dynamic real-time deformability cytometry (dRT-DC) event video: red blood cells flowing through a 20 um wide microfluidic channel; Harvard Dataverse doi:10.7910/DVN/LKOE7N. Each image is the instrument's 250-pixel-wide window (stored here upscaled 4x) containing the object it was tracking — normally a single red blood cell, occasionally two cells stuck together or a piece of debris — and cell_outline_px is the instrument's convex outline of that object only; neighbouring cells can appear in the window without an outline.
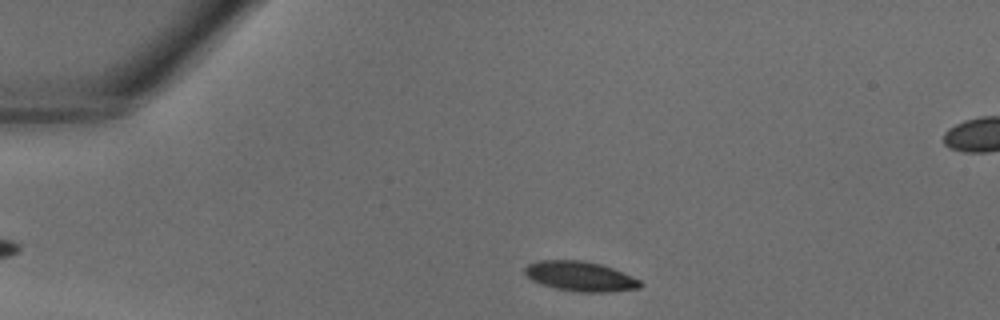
{"species": "common noctule bat (a hibernating species)", "species_latin": "Nyctalus noctula", "temperature_condition": "warm", "stored_images_in_passage": 33, "camera_frame_rate_fps": 3000, "um_per_image_px": 0.085, "animal": {"sex": "male", "body_mass_g": 18.8}, "frame": {"image": 1, "passage_image": 2, "time_ms": 0.333, "image_size_px": [1000, 320], "cell_outline_px": [[644, 284], [640, 288], [608, 292], [576, 292], [556, 288], [532, 280], [524, 272], [524, 268], [528, 264], [540, 260], [580, 260], [600, 264], [612, 268], [640, 280]], "centroid_in_image_um": [49.33, 23.49], "position_along_channel_um": 35.7, "area_um2": 19.88}}
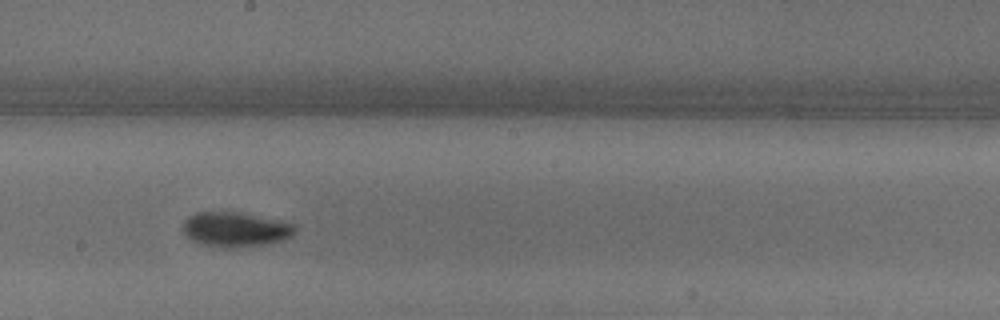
{"frame": {"image": 2, "passage_image": 16, "time_ms": 5.0, "image_size_px": [1000, 320], "cell_outline_px": [[296, 232], [292, 236], [280, 240], [264, 244], [200, 244], [192, 240], [184, 232], [184, 220], [188, 216], [196, 212], [240, 212], [280, 220], [296, 224]], "centroid_in_image_um": [20.05, 19.43], "position_along_channel_um": 228.2, "area_um2": 21.68}}
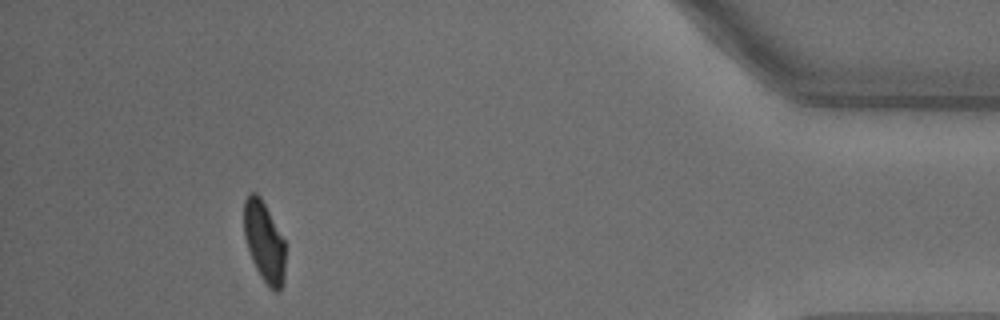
{"frame": {"image": 3, "passage_image": 30, "time_ms": 9.667, "image_size_px": [1000, 320], "cell_outline_px": [[284, 284], [276, 292], [268, 288], [260, 276], [252, 260], [244, 236], [244, 200], [248, 192], [256, 192], [260, 196], [284, 240]], "centroid_in_image_um": [22.44, 20.56], "position_along_channel_um": 412.8, "area_um2": 19.36}}